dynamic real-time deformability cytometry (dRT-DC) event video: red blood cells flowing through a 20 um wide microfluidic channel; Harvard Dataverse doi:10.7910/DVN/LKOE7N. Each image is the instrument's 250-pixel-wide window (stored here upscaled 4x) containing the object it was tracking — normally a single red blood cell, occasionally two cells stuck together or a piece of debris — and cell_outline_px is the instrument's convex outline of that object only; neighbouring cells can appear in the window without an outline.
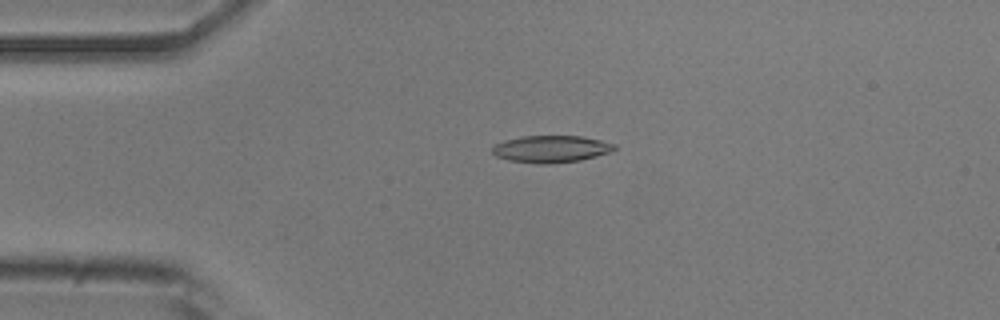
{"species": "common noctule bat (a hibernating species)", "species_latin": "Nyctalus noctula", "temperature_condition": "room temperature", "stored_images_in_passage": 5, "camera_frame_rate_fps": 3000, "um_per_image_px": 0.085, "animal": {"sex": "male", "body_mass_g": 20.5, "forearm_length_mm": 52.5}, "frame": {"image": 1, "passage_image": 4, "time_ms": 1.0, "image_size_px": [1000, 320], "cell_outline_px": [[616, 148], [612, 152], [580, 160], [548, 164], [536, 164], [508, 160], [496, 156], [492, 152], [492, 148], [496, 144], [504, 140], [524, 136], [580, 136], [600, 140], [616, 144]], "centroid_in_image_um": [46.85, 12.67], "position_along_channel_um": 38.2, "area_um2": 19.25}}